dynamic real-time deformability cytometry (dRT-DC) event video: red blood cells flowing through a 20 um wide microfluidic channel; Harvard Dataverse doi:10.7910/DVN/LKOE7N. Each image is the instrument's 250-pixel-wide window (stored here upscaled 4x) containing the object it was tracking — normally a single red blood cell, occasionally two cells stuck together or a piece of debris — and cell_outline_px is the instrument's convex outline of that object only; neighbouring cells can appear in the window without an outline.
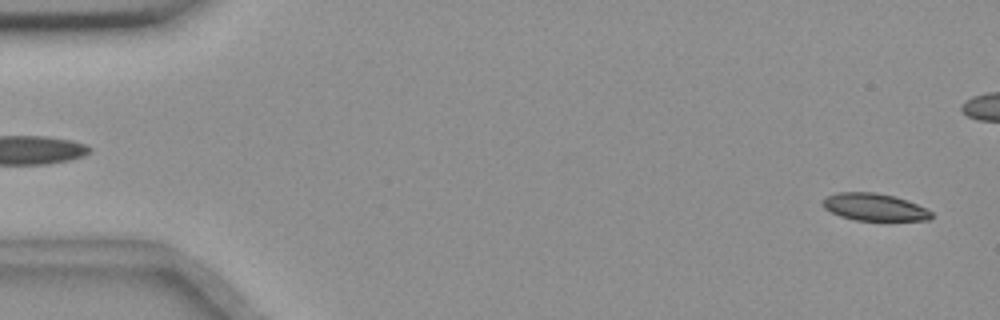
{"species": "common noctule bat (a hibernating species)", "species_latin": "Nyctalus noctula", "temperature_condition": "room temperature", "stored_images_in_passage": 56, "camera_frame_rate_fps": 3000, "um_per_image_px": 0.085, "animal": {"sex": "female", "body_mass_g": 18.4}, "frame": {"image": 1, "passage_image": 2, "time_ms": 0.333, "image_size_px": [1000, 320], "cell_outline_px": [[932, 216], [928, 220], [856, 220], [840, 216], [824, 208], [820, 204], [820, 200], [824, 196], [836, 192], [876, 192], [896, 196], [908, 200], [932, 212]], "centroid_in_image_um": [74.25, 17.58], "position_along_channel_um": 10.8, "area_um2": 17.46}}
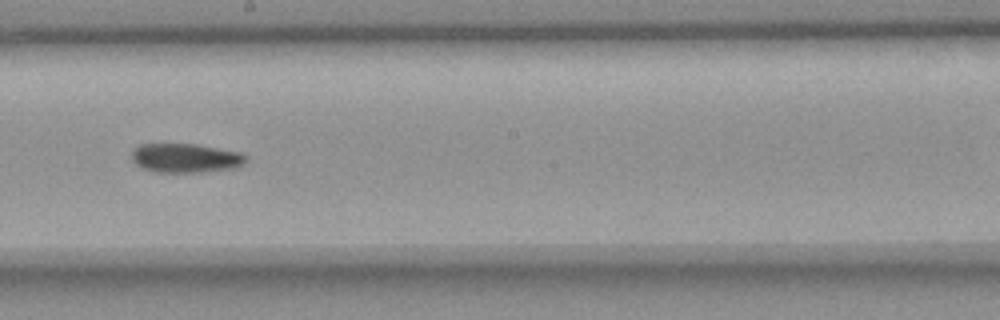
{"frame": {"image": 2, "passage_image": 31, "time_ms": 10.0, "image_size_px": [1000, 320], "cell_outline_px": [[248, 160], [244, 164], [236, 168], [204, 172], [152, 172], [140, 168], [132, 160], [132, 152], [140, 144], [196, 144], [240, 152]], "centroid_in_image_um": [15.77, 13.45], "position_along_channel_um": 232.4, "area_um2": 19.54}}
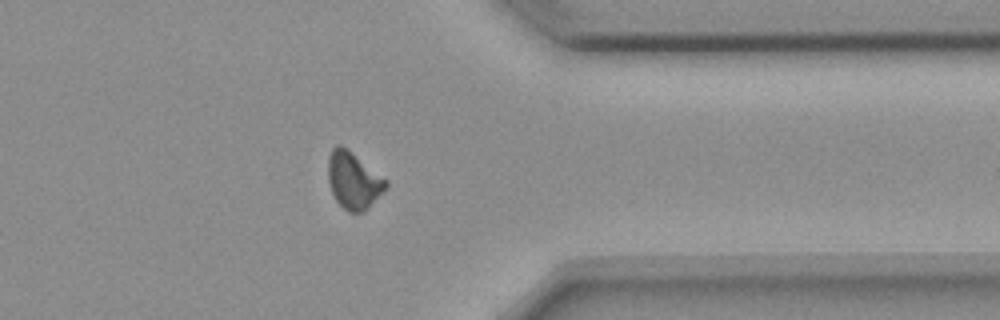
{"frame": {"image": 3, "passage_image": 44, "time_ms": 14.333, "image_size_px": [1000, 320], "cell_outline_px": [[388, 184], [384, 192], [364, 212], [348, 212], [336, 200], [332, 192], [328, 180], [328, 156], [332, 148], [336, 144], [340, 144], [352, 152], [388, 180]], "centroid_in_image_um": [30.06, 15.33], "position_along_channel_um": 381.3, "area_um2": 19.25}, "authors_computed_cell_mechanics": {"area_um2": 19.1318, "velocity_mm_per_s": 3.6477, "shape_relaxation_time_tau1_ms": 6.1597, "shape_relaxation_time_tau2_ms": null, "deformation_change_tau1": 0.1274, "deformation_change_tau2": null}}